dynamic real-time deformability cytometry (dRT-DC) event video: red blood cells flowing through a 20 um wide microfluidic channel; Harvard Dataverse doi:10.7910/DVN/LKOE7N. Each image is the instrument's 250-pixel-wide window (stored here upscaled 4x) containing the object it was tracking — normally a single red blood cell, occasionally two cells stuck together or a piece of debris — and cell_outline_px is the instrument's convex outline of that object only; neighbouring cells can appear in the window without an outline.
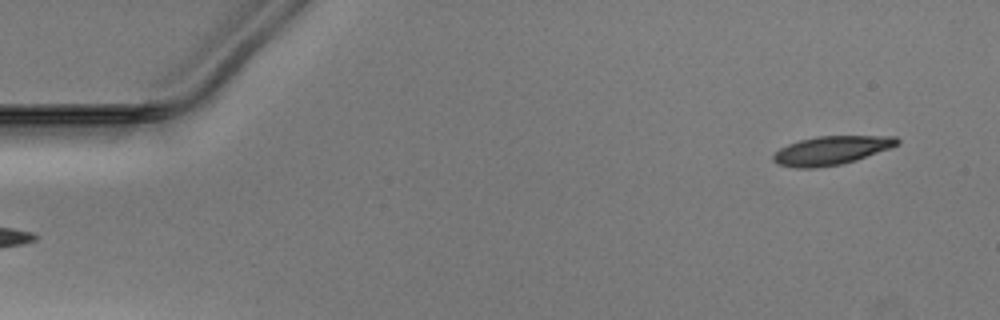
{"species": "Egyptian fruit bat (a non-hibernating species)", "species_latin": "Rousettus aegyptiacus", "temperature_condition": "warm", "stored_images_in_passage": 8, "camera_frame_rate_fps": 3000, "um_per_image_px": 0.085, "animal": {"sex": "male"}, "frame": {"image": 1, "passage_image": 1, "time_ms": 0.0, "image_size_px": [1000, 320], "cell_outline_px": [[900, 144], [856, 160], [840, 164], [812, 168], [796, 168], [780, 164], [772, 160], [772, 156], [780, 148], [788, 144], [800, 140], [816, 136], [896, 136], [900, 140]], "centroid_in_image_um": [70.67, 12.77], "position_along_channel_um": 14.3, "area_um2": 20.52}}